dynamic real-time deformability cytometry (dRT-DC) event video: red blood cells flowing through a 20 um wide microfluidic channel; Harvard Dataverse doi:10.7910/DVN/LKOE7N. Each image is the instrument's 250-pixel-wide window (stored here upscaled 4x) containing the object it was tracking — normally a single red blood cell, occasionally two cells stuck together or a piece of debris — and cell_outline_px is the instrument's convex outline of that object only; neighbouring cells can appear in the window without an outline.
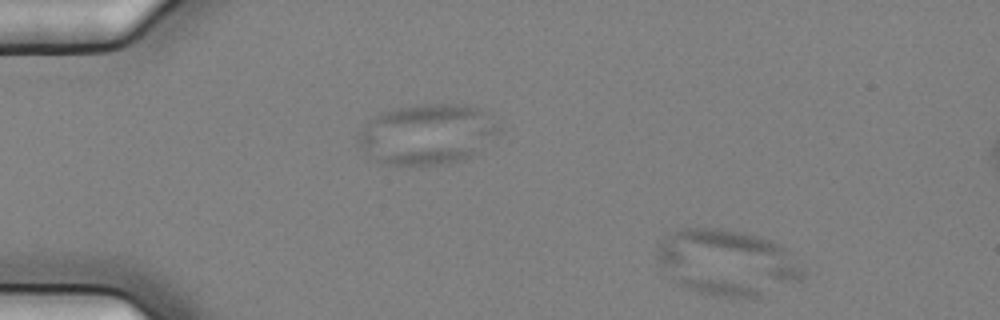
{"species": "common noctule bat (a hibernating species)", "species_latin": "Nyctalus noctula", "temperature_condition": "cold", "stored_images_in_passage": 10, "camera_frame_rate_fps": 3000, "um_per_image_px": 0.085, "animal": {"sex": "female", "body_mass_g": 25.1}, "frame": {"image": 1, "passage_image": 2, "time_ms": 0.333, "image_size_px": [1000, 320], "cell_outline_px": [[804, 276], [800, 280], [760, 296], [720, 296], [700, 292], [676, 284], [672, 280], [656, 256], [656, 244], [660, 240], [680, 228], [720, 228], [744, 232], [760, 236], [780, 244], [784, 248], [804, 272]], "centroid_in_image_um": [61.75, 22.28], "position_along_channel_um": 23.2, "area_um2": 55.37}}